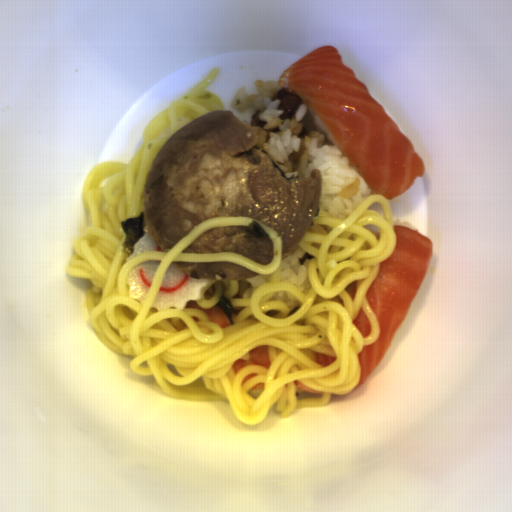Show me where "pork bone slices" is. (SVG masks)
I'll return each instance as SVG.
<instances>
[{"instance_id":"obj_1","label":"pork bone slices","mask_w":512,"mask_h":512,"mask_svg":"<svg viewBox=\"0 0 512 512\" xmlns=\"http://www.w3.org/2000/svg\"><path fill=\"white\" fill-rule=\"evenodd\" d=\"M259 131L230 109L201 115L157 151L144 179L142 217L166 253L214 216H249L279 232L282 260L297 247L322 196V175L286 178L256 146Z\"/></svg>"},{"instance_id":"obj_3","label":"pork bone slices","mask_w":512,"mask_h":512,"mask_svg":"<svg viewBox=\"0 0 512 512\" xmlns=\"http://www.w3.org/2000/svg\"><path fill=\"white\" fill-rule=\"evenodd\" d=\"M173 265L183 273L195 279L220 282H230L251 279L259 272L231 262H173Z\"/></svg>"},{"instance_id":"obj_2","label":"pork bone slices","mask_w":512,"mask_h":512,"mask_svg":"<svg viewBox=\"0 0 512 512\" xmlns=\"http://www.w3.org/2000/svg\"><path fill=\"white\" fill-rule=\"evenodd\" d=\"M249 226L213 228L195 239L183 252L196 254L237 252L258 264L271 263L274 256L270 237H245Z\"/></svg>"}]
</instances>
